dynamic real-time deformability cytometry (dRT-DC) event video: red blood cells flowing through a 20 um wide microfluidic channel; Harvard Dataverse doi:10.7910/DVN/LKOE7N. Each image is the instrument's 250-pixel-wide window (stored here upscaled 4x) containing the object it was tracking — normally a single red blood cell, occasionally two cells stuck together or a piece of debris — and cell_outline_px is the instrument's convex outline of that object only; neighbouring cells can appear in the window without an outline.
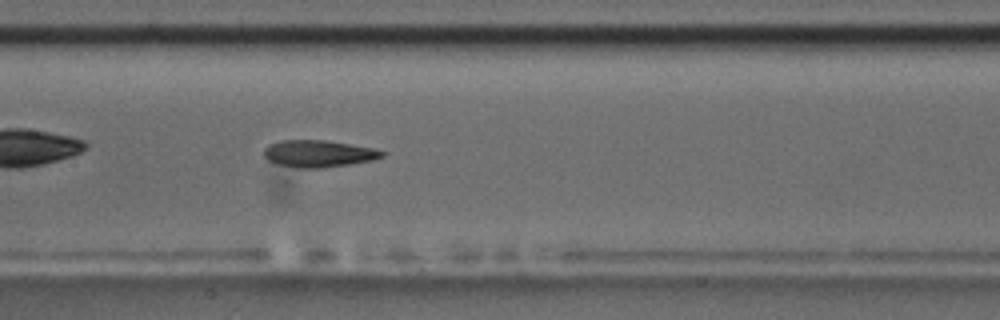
{"species": "common noctule bat (a hibernating species)", "species_latin": "Nyctalus noctula", "temperature_condition": "room temperature", "stored_images_in_passage": 41, "camera_frame_rate_fps": 3000, "um_per_image_px": 0.085, "animal": {"sex": "male", "body_mass_g": 17.5, "forearm_length_mm": 52.3}, "frame": {"image": 1, "passage_image": 12, "time_ms": 3.667, "image_size_px": [1000, 320], "cell_outline_px": [[384, 156], [372, 160], [348, 164], [320, 168], [300, 168], [280, 164], [268, 160], [264, 156], [264, 148], [268, 144], [280, 140], [324, 140], [372, 148], [384, 152]], "centroid_in_image_um": [27.03, 13.05], "position_along_channel_um": 180.4, "area_um2": 18.26}, "authors_computed_cell_mechanics": {"area_um2": 19.074, "velocity_mm_per_s": 3.6187, "shape_relaxation_time_tau1_ms": 7.0147, "shape_relaxation_time_tau2_ms": 5.9605, "deformation_change_tau1": 0.189, "deformation_change_tau2": 0.1576}}